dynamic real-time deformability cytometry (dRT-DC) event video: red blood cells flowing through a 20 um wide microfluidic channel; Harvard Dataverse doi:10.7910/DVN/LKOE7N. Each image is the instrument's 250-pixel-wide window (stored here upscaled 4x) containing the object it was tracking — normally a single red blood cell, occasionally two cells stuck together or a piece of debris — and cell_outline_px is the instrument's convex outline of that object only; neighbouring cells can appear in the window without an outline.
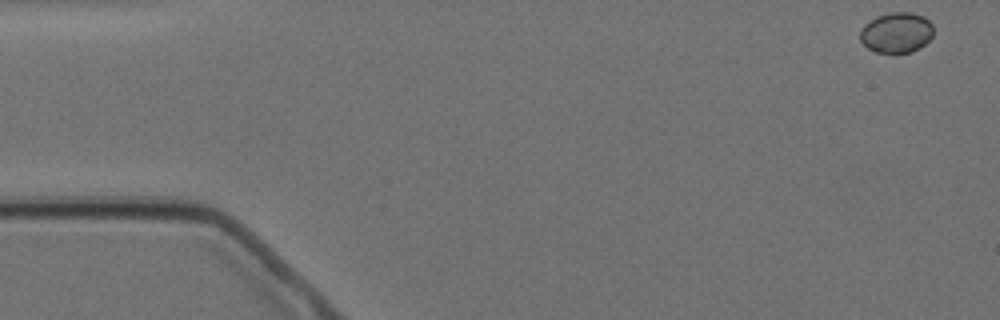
{"species": "Egyptian fruit bat (a non-hibernating species)", "species_latin": "Rousettus aegyptiacus", "temperature_condition": "cold", "stored_images_in_passage": 5, "camera_frame_rate_fps": 3000, "um_per_image_px": 0.085, "animal": {"sex": "female"}, "frame": {"image": 1, "passage_image": 1, "time_ms": 0.0, "image_size_px": [1000, 320], "cell_outline_px": [[932, 36], [920, 48], [912, 52], [876, 52], [868, 48], [860, 40], [860, 28], [864, 24], [876, 16], [892, 12], [912, 12], [924, 16], [932, 24]], "centroid_in_image_um": [76.19, 2.75], "position_along_channel_um": 8.8, "area_um2": 17.28}}
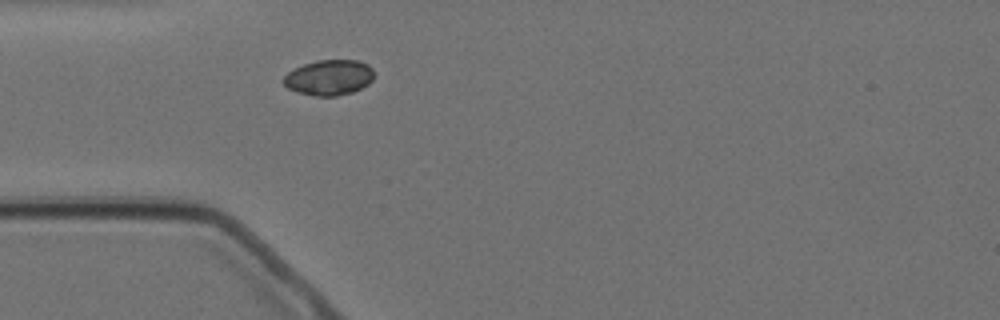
{"frame": {"image": 2, "passage_image": 5, "time_ms": 4.667, "image_size_px": [1000, 320], "cell_outline_px": [[372, 80], [368, 84], [352, 92], [336, 96], [316, 96], [296, 92], [288, 88], [280, 80], [288, 72], [304, 64], [316, 60], [356, 60], [368, 64], [372, 68]], "centroid_in_image_um": [27.94, 6.59], "position_along_channel_um": 57.1, "area_um2": 18.67}}